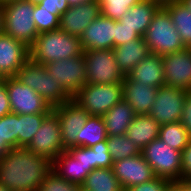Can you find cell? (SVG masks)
<instances>
[{"label": "cell", "instance_id": "cell-1", "mask_svg": "<svg viewBox=\"0 0 191 191\" xmlns=\"http://www.w3.org/2000/svg\"><path fill=\"white\" fill-rule=\"evenodd\" d=\"M52 162L27 148H11L0 159V184L10 191H38Z\"/></svg>", "mask_w": 191, "mask_h": 191}, {"label": "cell", "instance_id": "cell-2", "mask_svg": "<svg viewBox=\"0 0 191 191\" xmlns=\"http://www.w3.org/2000/svg\"><path fill=\"white\" fill-rule=\"evenodd\" d=\"M29 50L30 59L39 64L79 57L84 52L80 38L63 32L60 28L40 33Z\"/></svg>", "mask_w": 191, "mask_h": 191}, {"label": "cell", "instance_id": "cell-3", "mask_svg": "<svg viewBox=\"0 0 191 191\" xmlns=\"http://www.w3.org/2000/svg\"><path fill=\"white\" fill-rule=\"evenodd\" d=\"M15 78L36 91L51 108L72 99L64 88L51 78L44 64L35 63L30 58L18 70Z\"/></svg>", "mask_w": 191, "mask_h": 191}, {"label": "cell", "instance_id": "cell-4", "mask_svg": "<svg viewBox=\"0 0 191 191\" xmlns=\"http://www.w3.org/2000/svg\"><path fill=\"white\" fill-rule=\"evenodd\" d=\"M150 53L163 56L185 49L169 12L161 6L154 14L143 36Z\"/></svg>", "mask_w": 191, "mask_h": 191}, {"label": "cell", "instance_id": "cell-5", "mask_svg": "<svg viewBox=\"0 0 191 191\" xmlns=\"http://www.w3.org/2000/svg\"><path fill=\"white\" fill-rule=\"evenodd\" d=\"M34 4L27 0L3 3L4 33L30 47L39 35L34 19Z\"/></svg>", "mask_w": 191, "mask_h": 191}, {"label": "cell", "instance_id": "cell-6", "mask_svg": "<svg viewBox=\"0 0 191 191\" xmlns=\"http://www.w3.org/2000/svg\"><path fill=\"white\" fill-rule=\"evenodd\" d=\"M141 155L152 167L156 177L171 182L181 181L182 152L173 149L159 137L141 150Z\"/></svg>", "mask_w": 191, "mask_h": 191}, {"label": "cell", "instance_id": "cell-7", "mask_svg": "<svg viewBox=\"0 0 191 191\" xmlns=\"http://www.w3.org/2000/svg\"><path fill=\"white\" fill-rule=\"evenodd\" d=\"M72 99L89 115L103 116L123 99L122 83L88 84L86 83Z\"/></svg>", "mask_w": 191, "mask_h": 191}, {"label": "cell", "instance_id": "cell-8", "mask_svg": "<svg viewBox=\"0 0 191 191\" xmlns=\"http://www.w3.org/2000/svg\"><path fill=\"white\" fill-rule=\"evenodd\" d=\"M88 84H118L124 80L113 49L87 50L83 52Z\"/></svg>", "mask_w": 191, "mask_h": 191}, {"label": "cell", "instance_id": "cell-9", "mask_svg": "<svg viewBox=\"0 0 191 191\" xmlns=\"http://www.w3.org/2000/svg\"><path fill=\"white\" fill-rule=\"evenodd\" d=\"M10 108L14 114H50L52 108L36 91L15 77L4 78Z\"/></svg>", "mask_w": 191, "mask_h": 191}, {"label": "cell", "instance_id": "cell-10", "mask_svg": "<svg viewBox=\"0 0 191 191\" xmlns=\"http://www.w3.org/2000/svg\"><path fill=\"white\" fill-rule=\"evenodd\" d=\"M26 148L35 154L45 156L51 162L65 151L60 122L53 111L43 120L42 125Z\"/></svg>", "mask_w": 191, "mask_h": 191}, {"label": "cell", "instance_id": "cell-11", "mask_svg": "<svg viewBox=\"0 0 191 191\" xmlns=\"http://www.w3.org/2000/svg\"><path fill=\"white\" fill-rule=\"evenodd\" d=\"M51 78L73 97L86 83V64L83 55L44 64Z\"/></svg>", "mask_w": 191, "mask_h": 191}, {"label": "cell", "instance_id": "cell-12", "mask_svg": "<svg viewBox=\"0 0 191 191\" xmlns=\"http://www.w3.org/2000/svg\"><path fill=\"white\" fill-rule=\"evenodd\" d=\"M187 93L166 85L159 87L149 115L160 125L180 121Z\"/></svg>", "mask_w": 191, "mask_h": 191}, {"label": "cell", "instance_id": "cell-13", "mask_svg": "<svg viewBox=\"0 0 191 191\" xmlns=\"http://www.w3.org/2000/svg\"><path fill=\"white\" fill-rule=\"evenodd\" d=\"M52 111L58 116L60 122L64 149L77 147V135L90 115L73 99L53 107Z\"/></svg>", "mask_w": 191, "mask_h": 191}, {"label": "cell", "instance_id": "cell-14", "mask_svg": "<svg viewBox=\"0 0 191 191\" xmlns=\"http://www.w3.org/2000/svg\"><path fill=\"white\" fill-rule=\"evenodd\" d=\"M165 85L191 90V49L169 53L162 56Z\"/></svg>", "mask_w": 191, "mask_h": 191}, {"label": "cell", "instance_id": "cell-15", "mask_svg": "<svg viewBox=\"0 0 191 191\" xmlns=\"http://www.w3.org/2000/svg\"><path fill=\"white\" fill-rule=\"evenodd\" d=\"M112 169L124 191L156 178L152 167L141 154L113 162Z\"/></svg>", "mask_w": 191, "mask_h": 191}, {"label": "cell", "instance_id": "cell-16", "mask_svg": "<svg viewBox=\"0 0 191 191\" xmlns=\"http://www.w3.org/2000/svg\"><path fill=\"white\" fill-rule=\"evenodd\" d=\"M100 15L101 10L97 0L70 6L61 14L59 28L80 38L84 30Z\"/></svg>", "mask_w": 191, "mask_h": 191}, {"label": "cell", "instance_id": "cell-17", "mask_svg": "<svg viewBox=\"0 0 191 191\" xmlns=\"http://www.w3.org/2000/svg\"><path fill=\"white\" fill-rule=\"evenodd\" d=\"M29 58L30 50L24 42L5 33L0 34V74L4 78L15 77Z\"/></svg>", "mask_w": 191, "mask_h": 191}, {"label": "cell", "instance_id": "cell-18", "mask_svg": "<svg viewBox=\"0 0 191 191\" xmlns=\"http://www.w3.org/2000/svg\"><path fill=\"white\" fill-rule=\"evenodd\" d=\"M83 51L113 49L115 47V20L98 16L80 37Z\"/></svg>", "mask_w": 191, "mask_h": 191}, {"label": "cell", "instance_id": "cell-19", "mask_svg": "<svg viewBox=\"0 0 191 191\" xmlns=\"http://www.w3.org/2000/svg\"><path fill=\"white\" fill-rule=\"evenodd\" d=\"M123 99L133 108L136 115H147L155 102L158 88L131 80L127 75L122 82Z\"/></svg>", "mask_w": 191, "mask_h": 191}, {"label": "cell", "instance_id": "cell-20", "mask_svg": "<svg viewBox=\"0 0 191 191\" xmlns=\"http://www.w3.org/2000/svg\"><path fill=\"white\" fill-rule=\"evenodd\" d=\"M127 76L143 85L155 88L165 86L162 56L155 53L148 54Z\"/></svg>", "mask_w": 191, "mask_h": 191}, {"label": "cell", "instance_id": "cell-21", "mask_svg": "<svg viewBox=\"0 0 191 191\" xmlns=\"http://www.w3.org/2000/svg\"><path fill=\"white\" fill-rule=\"evenodd\" d=\"M160 7L161 5L157 2L143 0L142 2L133 5L119 22L143 37L154 14Z\"/></svg>", "mask_w": 191, "mask_h": 191}, {"label": "cell", "instance_id": "cell-22", "mask_svg": "<svg viewBox=\"0 0 191 191\" xmlns=\"http://www.w3.org/2000/svg\"><path fill=\"white\" fill-rule=\"evenodd\" d=\"M119 70L126 76L150 51L144 37L113 48Z\"/></svg>", "mask_w": 191, "mask_h": 191}, {"label": "cell", "instance_id": "cell-23", "mask_svg": "<svg viewBox=\"0 0 191 191\" xmlns=\"http://www.w3.org/2000/svg\"><path fill=\"white\" fill-rule=\"evenodd\" d=\"M135 116L133 108L122 99L102 116L107 135H126L127 129Z\"/></svg>", "mask_w": 191, "mask_h": 191}, {"label": "cell", "instance_id": "cell-24", "mask_svg": "<svg viewBox=\"0 0 191 191\" xmlns=\"http://www.w3.org/2000/svg\"><path fill=\"white\" fill-rule=\"evenodd\" d=\"M159 129L160 124L149 114L136 115L127 129L126 136L142 150L159 137Z\"/></svg>", "mask_w": 191, "mask_h": 191}, {"label": "cell", "instance_id": "cell-25", "mask_svg": "<svg viewBox=\"0 0 191 191\" xmlns=\"http://www.w3.org/2000/svg\"><path fill=\"white\" fill-rule=\"evenodd\" d=\"M52 169L67 181L82 185L89 174L81 160H77L68 150L62 152L53 162Z\"/></svg>", "mask_w": 191, "mask_h": 191}, {"label": "cell", "instance_id": "cell-26", "mask_svg": "<svg viewBox=\"0 0 191 191\" xmlns=\"http://www.w3.org/2000/svg\"><path fill=\"white\" fill-rule=\"evenodd\" d=\"M81 186L82 191H124L112 167L93 169Z\"/></svg>", "mask_w": 191, "mask_h": 191}, {"label": "cell", "instance_id": "cell-27", "mask_svg": "<svg viewBox=\"0 0 191 191\" xmlns=\"http://www.w3.org/2000/svg\"><path fill=\"white\" fill-rule=\"evenodd\" d=\"M169 12L173 25L181 36L186 48L191 47V10L185 7L179 0L163 5Z\"/></svg>", "mask_w": 191, "mask_h": 191}, {"label": "cell", "instance_id": "cell-28", "mask_svg": "<svg viewBox=\"0 0 191 191\" xmlns=\"http://www.w3.org/2000/svg\"><path fill=\"white\" fill-rule=\"evenodd\" d=\"M108 137L102 116L90 115L77 135V147H92Z\"/></svg>", "mask_w": 191, "mask_h": 191}, {"label": "cell", "instance_id": "cell-29", "mask_svg": "<svg viewBox=\"0 0 191 191\" xmlns=\"http://www.w3.org/2000/svg\"><path fill=\"white\" fill-rule=\"evenodd\" d=\"M11 148H18V114L14 113L0 118V159Z\"/></svg>", "mask_w": 191, "mask_h": 191}, {"label": "cell", "instance_id": "cell-30", "mask_svg": "<svg viewBox=\"0 0 191 191\" xmlns=\"http://www.w3.org/2000/svg\"><path fill=\"white\" fill-rule=\"evenodd\" d=\"M159 138L175 150L182 152L191 140V135L180 121L160 125Z\"/></svg>", "mask_w": 191, "mask_h": 191}, {"label": "cell", "instance_id": "cell-31", "mask_svg": "<svg viewBox=\"0 0 191 191\" xmlns=\"http://www.w3.org/2000/svg\"><path fill=\"white\" fill-rule=\"evenodd\" d=\"M49 114H18V147L26 148Z\"/></svg>", "mask_w": 191, "mask_h": 191}, {"label": "cell", "instance_id": "cell-32", "mask_svg": "<svg viewBox=\"0 0 191 191\" xmlns=\"http://www.w3.org/2000/svg\"><path fill=\"white\" fill-rule=\"evenodd\" d=\"M113 162L141 154L139 147L126 135H113L106 138Z\"/></svg>", "mask_w": 191, "mask_h": 191}, {"label": "cell", "instance_id": "cell-33", "mask_svg": "<svg viewBox=\"0 0 191 191\" xmlns=\"http://www.w3.org/2000/svg\"><path fill=\"white\" fill-rule=\"evenodd\" d=\"M143 0H97L101 15L119 21L128 10Z\"/></svg>", "mask_w": 191, "mask_h": 191}, {"label": "cell", "instance_id": "cell-34", "mask_svg": "<svg viewBox=\"0 0 191 191\" xmlns=\"http://www.w3.org/2000/svg\"><path fill=\"white\" fill-rule=\"evenodd\" d=\"M38 191H82V186L60 177L55 170L51 168L46 174L44 181L38 187Z\"/></svg>", "mask_w": 191, "mask_h": 191}, {"label": "cell", "instance_id": "cell-35", "mask_svg": "<svg viewBox=\"0 0 191 191\" xmlns=\"http://www.w3.org/2000/svg\"><path fill=\"white\" fill-rule=\"evenodd\" d=\"M33 19L38 33L48 32L59 29L60 18L53 14V11L41 9L34 5Z\"/></svg>", "mask_w": 191, "mask_h": 191}, {"label": "cell", "instance_id": "cell-36", "mask_svg": "<svg viewBox=\"0 0 191 191\" xmlns=\"http://www.w3.org/2000/svg\"><path fill=\"white\" fill-rule=\"evenodd\" d=\"M68 151L77 160H81L85 164L89 173L93 169H96L95 151H93L90 147H71Z\"/></svg>", "mask_w": 191, "mask_h": 191}, {"label": "cell", "instance_id": "cell-37", "mask_svg": "<svg viewBox=\"0 0 191 191\" xmlns=\"http://www.w3.org/2000/svg\"><path fill=\"white\" fill-rule=\"evenodd\" d=\"M90 148L95 151L96 169L109 168L113 166V161L111 159L106 140L98 142Z\"/></svg>", "mask_w": 191, "mask_h": 191}, {"label": "cell", "instance_id": "cell-38", "mask_svg": "<svg viewBox=\"0 0 191 191\" xmlns=\"http://www.w3.org/2000/svg\"><path fill=\"white\" fill-rule=\"evenodd\" d=\"M141 36L132 29L123 26L119 21H115V46L134 41Z\"/></svg>", "mask_w": 191, "mask_h": 191}, {"label": "cell", "instance_id": "cell-39", "mask_svg": "<svg viewBox=\"0 0 191 191\" xmlns=\"http://www.w3.org/2000/svg\"><path fill=\"white\" fill-rule=\"evenodd\" d=\"M170 183V180L162 177H156L151 181L134 185L125 191H164Z\"/></svg>", "mask_w": 191, "mask_h": 191}, {"label": "cell", "instance_id": "cell-40", "mask_svg": "<svg viewBox=\"0 0 191 191\" xmlns=\"http://www.w3.org/2000/svg\"><path fill=\"white\" fill-rule=\"evenodd\" d=\"M38 6L43 10L53 11L59 18L70 7L67 0H44Z\"/></svg>", "mask_w": 191, "mask_h": 191}, {"label": "cell", "instance_id": "cell-41", "mask_svg": "<svg viewBox=\"0 0 191 191\" xmlns=\"http://www.w3.org/2000/svg\"><path fill=\"white\" fill-rule=\"evenodd\" d=\"M181 180L191 179V140L182 151Z\"/></svg>", "mask_w": 191, "mask_h": 191}, {"label": "cell", "instance_id": "cell-42", "mask_svg": "<svg viewBox=\"0 0 191 191\" xmlns=\"http://www.w3.org/2000/svg\"><path fill=\"white\" fill-rule=\"evenodd\" d=\"M180 122L182 123V126L187 130V132L191 135V93L190 92L187 93V98L184 104Z\"/></svg>", "mask_w": 191, "mask_h": 191}, {"label": "cell", "instance_id": "cell-43", "mask_svg": "<svg viewBox=\"0 0 191 191\" xmlns=\"http://www.w3.org/2000/svg\"><path fill=\"white\" fill-rule=\"evenodd\" d=\"M9 113H12V111L10 108V102H9L7 89L5 86V81L3 80L0 83V118H2L3 116Z\"/></svg>", "mask_w": 191, "mask_h": 191}, {"label": "cell", "instance_id": "cell-44", "mask_svg": "<svg viewBox=\"0 0 191 191\" xmlns=\"http://www.w3.org/2000/svg\"><path fill=\"white\" fill-rule=\"evenodd\" d=\"M164 191H186L181 182H171Z\"/></svg>", "mask_w": 191, "mask_h": 191}, {"label": "cell", "instance_id": "cell-45", "mask_svg": "<svg viewBox=\"0 0 191 191\" xmlns=\"http://www.w3.org/2000/svg\"><path fill=\"white\" fill-rule=\"evenodd\" d=\"M4 33L3 3H0V34Z\"/></svg>", "mask_w": 191, "mask_h": 191}, {"label": "cell", "instance_id": "cell-46", "mask_svg": "<svg viewBox=\"0 0 191 191\" xmlns=\"http://www.w3.org/2000/svg\"><path fill=\"white\" fill-rule=\"evenodd\" d=\"M70 6L80 5L82 3H86L92 0H67Z\"/></svg>", "mask_w": 191, "mask_h": 191}, {"label": "cell", "instance_id": "cell-47", "mask_svg": "<svg viewBox=\"0 0 191 191\" xmlns=\"http://www.w3.org/2000/svg\"><path fill=\"white\" fill-rule=\"evenodd\" d=\"M180 182L183 184L186 191H191V179L181 180Z\"/></svg>", "mask_w": 191, "mask_h": 191}, {"label": "cell", "instance_id": "cell-48", "mask_svg": "<svg viewBox=\"0 0 191 191\" xmlns=\"http://www.w3.org/2000/svg\"><path fill=\"white\" fill-rule=\"evenodd\" d=\"M154 2H157L159 3L161 6L167 4V3H171V2H174V1H178V0H152Z\"/></svg>", "mask_w": 191, "mask_h": 191}, {"label": "cell", "instance_id": "cell-49", "mask_svg": "<svg viewBox=\"0 0 191 191\" xmlns=\"http://www.w3.org/2000/svg\"><path fill=\"white\" fill-rule=\"evenodd\" d=\"M185 7L191 10V0H179Z\"/></svg>", "mask_w": 191, "mask_h": 191}, {"label": "cell", "instance_id": "cell-50", "mask_svg": "<svg viewBox=\"0 0 191 191\" xmlns=\"http://www.w3.org/2000/svg\"><path fill=\"white\" fill-rule=\"evenodd\" d=\"M27 1L31 2L34 5H38V4L42 3L44 0H27Z\"/></svg>", "mask_w": 191, "mask_h": 191}, {"label": "cell", "instance_id": "cell-51", "mask_svg": "<svg viewBox=\"0 0 191 191\" xmlns=\"http://www.w3.org/2000/svg\"><path fill=\"white\" fill-rule=\"evenodd\" d=\"M0 191H10L9 189H7L5 186H3L2 184H0Z\"/></svg>", "mask_w": 191, "mask_h": 191}, {"label": "cell", "instance_id": "cell-52", "mask_svg": "<svg viewBox=\"0 0 191 191\" xmlns=\"http://www.w3.org/2000/svg\"><path fill=\"white\" fill-rule=\"evenodd\" d=\"M9 1H12V0H0V3H6V2H9Z\"/></svg>", "mask_w": 191, "mask_h": 191}, {"label": "cell", "instance_id": "cell-53", "mask_svg": "<svg viewBox=\"0 0 191 191\" xmlns=\"http://www.w3.org/2000/svg\"><path fill=\"white\" fill-rule=\"evenodd\" d=\"M4 80V77L0 74V83Z\"/></svg>", "mask_w": 191, "mask_h": 191}]
</instances>
